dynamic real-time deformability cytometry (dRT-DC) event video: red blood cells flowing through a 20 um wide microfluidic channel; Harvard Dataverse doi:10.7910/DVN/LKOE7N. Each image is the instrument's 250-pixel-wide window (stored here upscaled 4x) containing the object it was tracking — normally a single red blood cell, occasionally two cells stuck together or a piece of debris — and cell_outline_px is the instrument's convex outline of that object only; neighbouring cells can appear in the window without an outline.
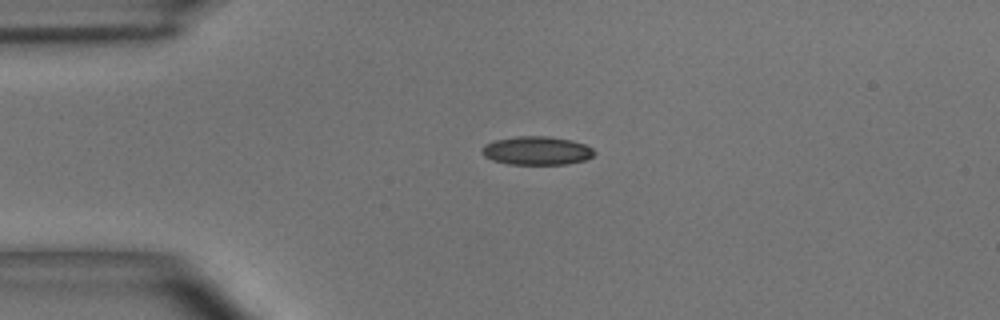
{"species": "common noctule bat (a hibernating species)", "species_latin": "Nyctalus noctula", "temperature_condition": "room temperature", "stored_images_in_passage": 18, "camera_frame_rate_fps": 3000, "um_per_image_px": 0.085, "animal": {"sex": "male", "body_mass_g": 15.6}, "frame": {"image": 1, "passage_image": 12, "time_ms": 3.667, "image_size_px": [1000, 320], "cell_outline_px": [[596, 152], [592, 156], [584, 160], [568, 164], [508, 164], [492, 160], [484, 156], [480, 152], [484, 144], [496, 140], [516, 136], [548, 136], [572, 140], [584, 144], [592, 148]], "centroid_in_image_um": [45.61, 12.8], "position_along_channel_um": 39.4, "area_um2": 18.73}}
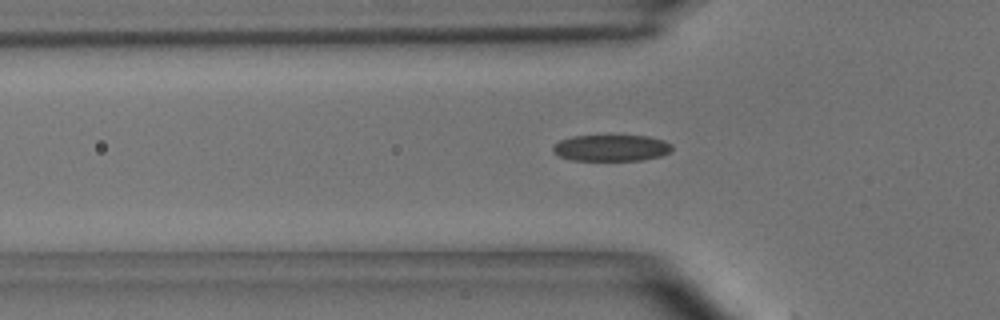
{"frame": {"image": 2, "passage_image": 17, "time_ms": 5.333, "image_size_px": [1000, 320], "cell_outline_px": [[672, 148], [668, 152], [660, 156], [640, 160], [572, 160], [560, 156], [552, 152], [552, 148], [560, 140], [572, 136], [648, 136], [664, 140], [672, 144]], "centroid_in_image_um": [51.95, 12.57], "position_along_channel_um": 73.8, "area_um2": 18.15}}